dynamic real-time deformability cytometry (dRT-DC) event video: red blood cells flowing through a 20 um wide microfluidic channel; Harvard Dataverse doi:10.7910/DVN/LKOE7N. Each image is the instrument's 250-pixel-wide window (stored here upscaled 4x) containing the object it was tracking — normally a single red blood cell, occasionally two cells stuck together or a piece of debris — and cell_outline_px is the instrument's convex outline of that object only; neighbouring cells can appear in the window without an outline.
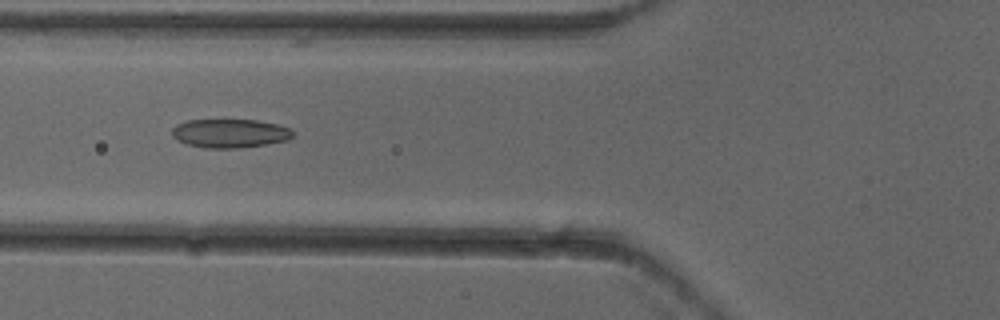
{"species": "common noctule bat (a hibernating species)", "species_latin": "Nyctalus noctula", "temperature_condition": "cold", "stored_images_in_passage": 7, "camera_frame_rate_fps": 3000, "um_per_image_px": 0.085, "animal": {"sex": "female"}, "frame": {"image": 1, "passage_image": 6, "time_ms": 1.667, "image_size_px": [1000, 320], "cell_outline_px": [[292, 136], [288, 140], [240, 148], [204, 148], [188, 144], [176, 140], [172, 136], [172, 128], [176, 124], [188, 120], [256, 120], [276, 124], [292, 128]], "centroid_in_image_um": [19.52, 11.33], "position_along_channel_um": 106.3, "area_um2": 20.23}}
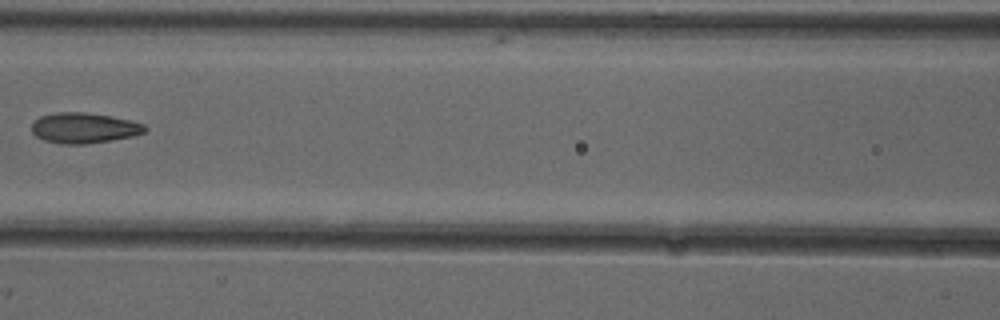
{"frame": {"image": 2, "passage_image": 7, "time_ms": 2.0, "image_size_px": [1000, 320], "cell_outline_px": [[148, 128], [144, 132], [132, 136], [112, 140], [84, 144], [60, 144], [44, 140], [36, 136], [32, 132], [32, 124], [40, 116], [56, 112], [84, 112], [108, 116], [128, 120], [144, 124]], "centroid_in_image_um": [7.12, 10.88], "position_along_channel_um": 159.5, "area_um2": 19.94}}